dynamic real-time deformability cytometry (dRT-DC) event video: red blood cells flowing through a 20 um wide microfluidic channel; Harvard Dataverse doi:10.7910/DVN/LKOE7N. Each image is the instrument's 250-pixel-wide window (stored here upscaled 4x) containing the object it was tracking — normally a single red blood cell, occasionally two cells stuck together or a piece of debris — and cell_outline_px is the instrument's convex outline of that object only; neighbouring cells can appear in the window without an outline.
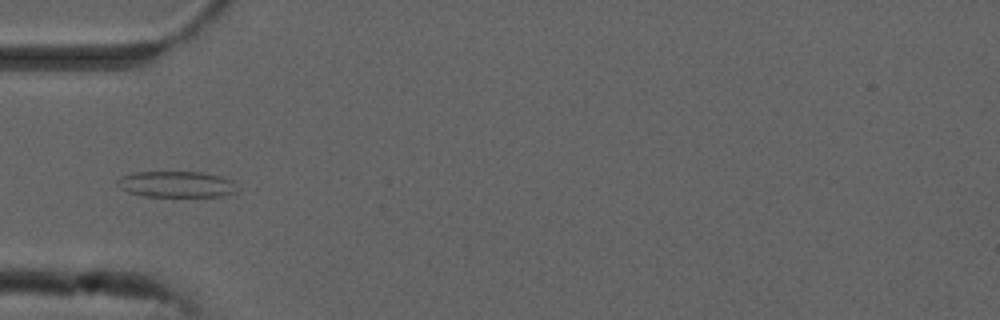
{"species": "common noctule bat (a hibernating species)", "species_latin": "Nyctalus noctula", "temperature_condition": "cold", "stored_images_in_passage": 4, "camera_frame_rate_fps": 3000, "um_per_image_px": 0.085, "animal": {"sex": "male", "forearm_length_mm": 52.5}, "frame": {"image": 1, "passage_image": 1, "time_ms": 0.0, "image_size_px": [1000, 320], "cell_outline_px": [[232, 192], [224, 196], [144, 196], [128, 192], [120, 188], [116, 184], [116, 180], [120, 176], [136, 172], [200, 172], [224, 176], [232, 180]], "centroid_in_image_um": [14.9, 15.65], "position_along_channel_um": 70.1, "area_um2": 18.03}}